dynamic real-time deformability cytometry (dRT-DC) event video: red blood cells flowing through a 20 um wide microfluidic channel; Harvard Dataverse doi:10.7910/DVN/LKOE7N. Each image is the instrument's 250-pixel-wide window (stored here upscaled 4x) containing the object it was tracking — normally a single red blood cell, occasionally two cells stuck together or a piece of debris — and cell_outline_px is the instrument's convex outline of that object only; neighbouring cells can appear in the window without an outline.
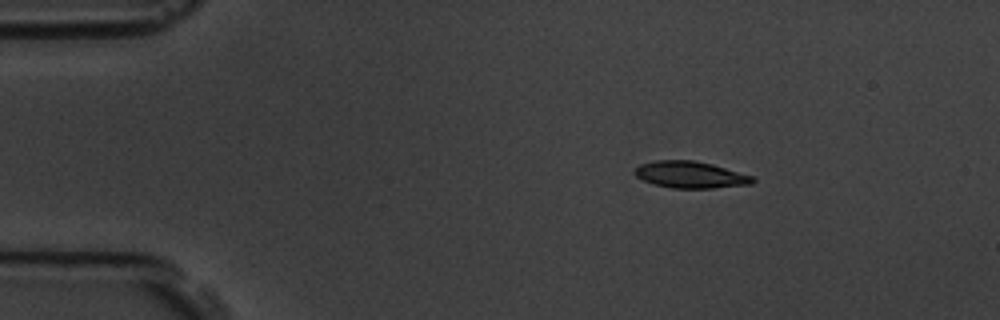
{"species": "common noctule bat (a hibernating species)", "species_latin": "Nyctalus noctula", "temperature_condition": "room temperature", "stored_images_in_passage": 4, "camera_frame_rate_fps": 3000, "um_per_image_px": 0.085, "animal": {"sex": "male", "body_mass_g": 19.5, "forearm_length_mm": 54.6}, "frame": {"image": 1, "passage_image": 1, "time_ms": 0.0, "image_size_px": [1000, 320], "cell_outline_px": [[756, 180], [752, 184], [712, 188], [672, 188], [656, 184], [644, 180], [636, 176], [636, 168], [640, 164], [656, 160], [692, 160], [712, 164], [752, 176]], "centroid_in_image_um": [58.71, 14.85], "position_along_channel_um": 26.3, "area_um2": 18.09}}